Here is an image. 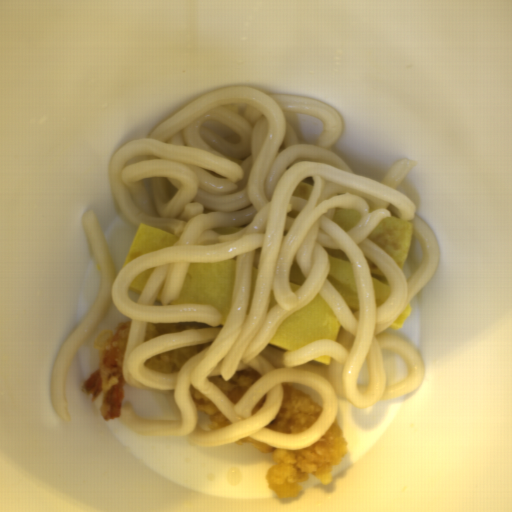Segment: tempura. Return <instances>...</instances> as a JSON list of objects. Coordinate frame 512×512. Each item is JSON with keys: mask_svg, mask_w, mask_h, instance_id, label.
Returning a JSON list of instances; mask_svg holds the SVG:
<instances>
[{"mask_svg": "<svg viewBox=\"0 0 512 512\" xmlns=\"http://www.w3.org/2000/svg\"><path fill=\"white\" fill-rule=\"evenodd\" d=\"M132 320L119 323L114 329H102L93 347L98 352L99 368L83 383L81 390L90 397L91 403L103 395L99 407L104 421L121 416L123 390V359L129 339Z\"/></svg>", "mask_w": 512, "mask_h": 512, "instance_id": "d4f62c59", "label": "tempura"}, {"mask_svg": "<svg viewBox=\"0 0 512 512\" xmlns=\"http://www.w3.org/2000/svg\"><path fill=\"white\" fill-rule=\"evenodd\" d=\"M189 392L197 411H203L207 414V426L210 431L231 426L229 419L220 411V409L195 386H189Z\"/></svg>", "mask_w": 512, "mask_h": 512, "instance_id": "35db4912", "label": "tempura"}, {"mask_svg": "<svg viewBox=\"0 0 512 512\" xmlns=\"http://www.w3.org/2000/svg\"><path fill=\"white\" fill-rule=\"evenodd\" d=\"M282 395L278 413L264 428L283 434L303 433L320 418L323 407L306 390L284 382Z\"/></svg>", "mask_w": 512, "mask_h": 512, "instance_id": "6ee92434", "label": "tempura"}, {"mask_svg": "<svg viewBox=\"0 0 512 512\" xmlns=\"http://www.w3.org/2000/svg\"><path fill=\"white\" fill-rule=\"evenodd\" d=\"M211 327L203 322H181V323H147L145 325L143 342H148L158 336L168 333L195 330Z\"/></svg>", "mask_w": 512, "mask_h": 512, "instance_id": "674dab57", "label": "tempura"}, {"mask_svg": "<svg viewBox=\"0 0 512 512\" xmlns=\"http://www.w3.org/2000/svg\"><path fill=\"white\" fill-rule=\"evenodd\" d=\"M234 445L248 446L272 457L274 464L266 472V484L284 499L300 495L303 491L300 482L309 480L310 475L323 485H330L332 472L346 457L348 448L337 418L322 437L302 449H281L248 436L234 442Z\"/></svg>", "mask_w": 512, "mask_h": 512, "instance_id": "8679c707", "label": "tempura"}, {"mask_svg": "<svg viewBox=\"0 0 512 512\" xmlns=\"http://www.w3.org/2000/svg\"><path fill=\"white\" fill-rule=\"evenodd\" d=\"M265 401H266V394H264L260 399L259 401L253 406L252 410H251V416L252 415H255L259 410H261L264 405H265Z\"/></svg>", "mask_w": 512, "mask_h": 512, "instance_id": "6b3e46f0", "label": "tempura"}, {"mask_svg": "<svg viewBox=\"0 0 512 512\" xmlns=\"http://www.w3.org/2000/svg\"><path fill=\"white\" fill-rule=\"evenodd\" d=\"M211 342L178 348L145 359L144 367L160 373H177L183 365L195 355L204 351Z\"/></svg>", "mask_w": 512, "mask_h": 512, "instance_id": "eeaa28ee", "label": "tempura"}, {"mask_svg": "<svg viewBox=\"0 0 512 512\" xmlns=\"http://www.w3.org/2000/svg\"><path fill=\"white\" fill-rule=\"evenodd\" d=\"M261 376L253 368H246L237 371L229 381H225L222 375H209L207 380L235 405L240 402Z\"/></svg>", "mask_w": 512, "mask_h": 512, "instance_id": "c8b91112", "label": "tempura"}]
</instances>
